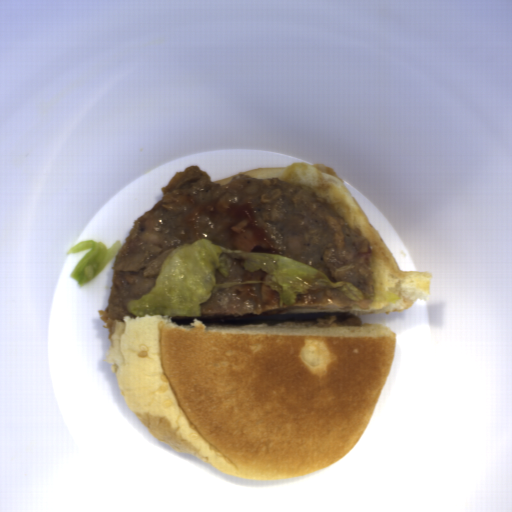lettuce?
Instances as JSON below:
<instances>
[{
  "instance_id": "3",
  "label": "lettuce",
  "mask_w": 512,
  "mask_h": 512,
  "mask_svg": "<svg viewBox=\"0 0 512 512\" xmlns=\"http://www.w3.org/2000/svg\"><path fill=\"white\" fill-rule=\"evenodd\" d=\"M121 246L122 243L118 240L109 248L102 241H80L71 247L66 255L90 250L77 262L69 277L77 281L78 287H84L103 271Z\"/></svg>"
},
{
  "instance_id": "1",
  "label": "lettuce",
  "mask_w": 512,
  "mask_h": 512,
  "mask_svg": "<svg viewBox=\"0 0 512 512\" xmlns=\"http://www.w3.org/2000/svg\"><path fill=\"white\" fill-rule=\"evenodd\" d=\"M222 247L209 239L183 243L163 260L153 289L130 300L128 312L164 317H201V304L212 295L217 281L215 270L229 274L219 261Z\"/></svg>"
},
{
  "instance_id": "2",
  "label": "lettuce",
  "mask_w": 512,
  "mask_h": 512,
  "mask_svg": "<svg viewBox=\"0 0 512 512\" xmlns=\"http://www.w3.org/2000/svg\"><path fill=\"white\" fill-rule=\"evenodd\" d=\"M244 268L249 272L263 269L272 274L265 285L273 287L279 294L280 309L286 304L295 305L298 295L318 287H335L352 301H364L365 295L352 283L332 282L323 272L288 256L268 252H240Z\"/></svg>"
}]
</instances>
